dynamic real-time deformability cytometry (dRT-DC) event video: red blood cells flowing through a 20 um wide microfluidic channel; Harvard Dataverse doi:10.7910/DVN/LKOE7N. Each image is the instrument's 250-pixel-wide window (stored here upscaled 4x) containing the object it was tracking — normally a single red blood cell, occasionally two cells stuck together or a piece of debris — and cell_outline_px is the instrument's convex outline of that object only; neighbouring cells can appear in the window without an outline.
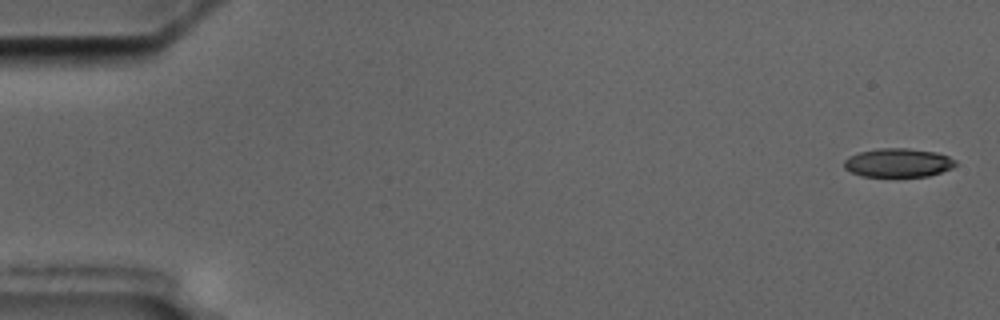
{"species": "common noctule bat (a hibernating species)", "species_latin": "Nyctalus noctula", "temperature_condition": "cold", "stored_images_in_passage": 15, "camera_frame_rate_fps": 3000, "um_per_image_px": 0.085, "animal": {"sex": "male", "body_mass_g": 17.5, "forearm_length_mm": 52.3}, "frame": {"image": 1, "passage_image": 1, "time_ms": 0.0, "image_size_px": [1000, 320], "cell_outline_px": [[956, 164], [952, 168], [928, 176], [860, 176], [844, 168], [844, 160], [848, 156], [860, 152], [876, 148], [908, 148], [936, 152], [948, 156], [956, 160]], "centroid_in_image_um": [76.33, 13.82], "position_along_channel_um": 8.7, "area_um2": 18.67}}
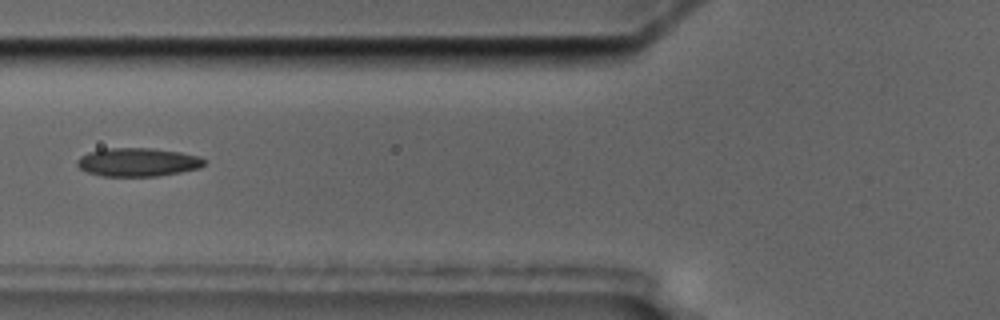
{"frame": {"image": 2, "passage_image": 6, "time_ms": 7.0, "image_size_px": [1000, 320], "cell_outline_px": [[204, 164], [200, 168], [180, 172], [156, 176], [100, 176], [88, 172], [80, 168], [76, 164], [76, 160], [80, 156], [88, 152], [104, 148], [152, 148], [180, 152], [200, 156], [204, 160]], "centroid_in_image_um": [11.68, 13.78], "position_along_channel_um": 114.1, "area_um2": 21.15}}
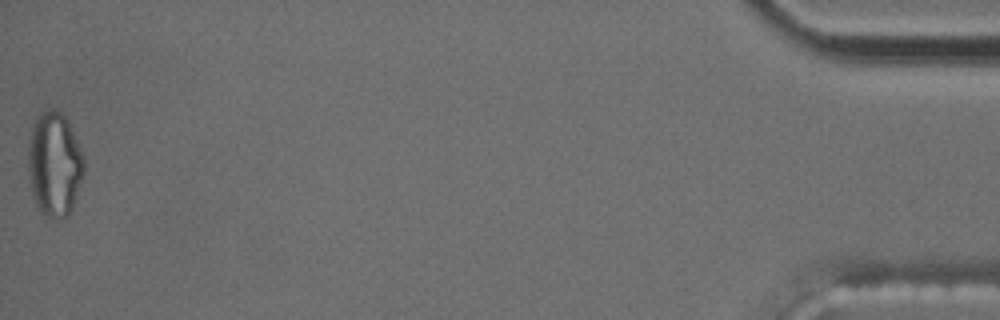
{"frame": {"image": 3, "passage_image": 15, "time_ms": 18.667, "image_size_px": [1000, 320], "cell_outline_px": [[84, 172], [72, 208], [68, 216], [56, 220], [52, 220], [40, 212], [36, 204], [32, 192], [28, 172], [28, 152], [32, 128], [36, 120], [44, 112], [52, 108], [56, 108], [68, 120], [84, 156]], "centroid_in_image_um": [4.64, 14.0], "position_along_channel_um": 430.6, "area_um2": 33.93}}